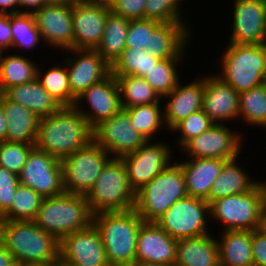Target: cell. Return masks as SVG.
Masks as SVG:
<instances>
[{
  "mask_svg": "<svg viewBox=\"0 0 266 266\" xmlns=\"http://www.w3.org/2000/svg\"><path fill=\"white\" fill-rule=\"evenodd\" d=\"M93 141V129L73 107H61L56 113L39 119L35 147L62 160Z\"/></svg>",
  "mask_w": 266,
  "mask_h": 266,
  "instance_id": "obj_1",
  "label": "cell"
},
{
  "mask_svg": "<svg viewBox=\"0 0 266 266\" xmlns=\"http://www.w3.org/2000/svg\"><path fill=\"white\" fill-rule=\"evenodd\" d=\"M0 241L21 265L52 266L59 260V240L33 220H0Z\"/></svg>",
  "mask_w": 266,
  "mask_h": 266,
  "instance_id": "obj_2",
  "label": "cell"
},
{
  "mask_svg": "<svg viewBox=\"0 0 266 266\" xmlns=\"http://www.w3.org/2000/svg\"><path fill=\"white\" fill-rule=\"evenodd\" d=\"M143 222L135 209L93 215L110 266H130L135 261L137 235Z\"/></svg>",
  "mask_w": 266,
  "mask_h": 266,
  "instance_id": "obj_3",
  "label": "cell"
},
{
  "mask_svg": "<svg viewBox=\"0 0 266 266\" xmlns=\"http://www.w3.org/2000/svg\"><path fill=\"white\" fill-rule=\"evenodd\" d=\"M33 221L60 241L65 235L90 226L93 213L85 195L63 192L43 198Z\"/></svg>",
  "mask_w": 266,
  "mask_h": 266,
  "instance_id": "obj_4",
  "label": "cell"
},
{
  "mask_svg": "<svg viewBox=\"0 0 266 266\" xmlns=\"http://www.w3.org/2000/svg\"><path fill=\"white\" fill-rule=\"evenodd\" d=\"M220 59L222 72L215 75L237 93L266 83V43L228 44Z\"/></svg>",
  "mask_w": 266,
  "mask_h": 266,
  "instance_id": "obj_5",
  "label": "cell"
},
{
  "mask_svg": "<svg viewBox=\"0 0 266 266\" xmlns=\"http://www.w3.org/2000/svg\"><path fill=\"white\" fill-rule=\"evenodd\" d=\"M86 199L93 215L135 208L136 192L129 184L122 158L106 162Z\"/></svg>",
  "mask_w": 266,
  "mask_h": 266,
  "instance_id": "obj_6",
  "label": "cell"
},
{
  "mask_svg": "<svg viewBox=\"0 0 266 266\" xmlns=\"http://www.w3.org/2000/svg\"><path fill=\"white\" fill-rule=\"evenodd\" d=\"M176 161L136 192L134 209L144 222H156L173 203L187 196L184 172Z\"/></svg>",
  "mask_w": 266,
  "mask_h": 266,
  "instance_id": "obj_7",
  "label": "cell"
},
{
  "mask_svg": "<svg viewBox=\"0 0 266 266\" xmlns=\"http://www.w3.org/2000/svg\"><path fill=\"white\" fill-rule=\"evenodd\" d=\"M265 201V188L260 181L251 191L211 202L209 216L216 222L223 223V231H253L261 228Z\"/></svg>",
  "mask_w": 266,
  "mask_h": 266,
  "instance_id": "obj_8",
  "label": "cell"
},
{
  "mask_svg": "<svg viewBox=\"0 0 266 266\" xmlns=\"http://www.w3.org/2000/svg\"><path fill=\"white\" fill-rule=\"evenodd\" d=\"M111 158L94 141L61 160L64 192L87 195Z\"/></svg>",
  "mask_w": 266,
  "mask_h": 266,
  "instance_id": "obj_9",
  "label": "cell"
},
{
  "mask_svg": "<svg viewBox=\"0 0 266 266\" xmlns=\"http://www.w3.org/2000/svg\"><path fill=\"white\" fill-rule=\"evenodd\" d=\"M209 214L206 200L187 195L173 203L156 223L175 240H181L209 234Z\"/></svg>",
  "mask_w": 266,
  "mask_h": 266,
  "instance_id": "obj_10",
  "label": "cell"
},
{
  "mask_svg": "<svg viewBox=\"0 0 266 266\" xmlns=\"http://www.w3.org/2000/svg\"><path fill=\"white\" fill-rule=\"evenodd\" d=\"M18 178L43 198L64 192L61 160L36 147L30 151Z\"/></svg>",
  "mask_w": 266,
  "mask_h": 266,
  "instance_id": "obj_11",
  "label": "cell"
},
{
  "mask_svg": "<svg viewBox=\"0 0 266 266\" xmlns=\"http://www.w3.org/2000/svg\"><path fill=\"white\" fill-rule=\"evenodd\" d=\"M169 144L146 141L135 152L122 157L129 184L137 192L171 164ZM171 154V155H170Z\"/></svg>",
  "mask_w": 266,
  "mask_h": 266,
  "instance_id": "obj_12",
  "label": "cell"
},
{
  "mask_svg": "<svg viewBox=\"0 0 266 266\" xmlns=\"http://www.w3.org/2000/svg\"><path fill=\"white\" fill-rule=\"evenodd\" d=\"M93 141L111 158H122L135 152L147 140L133 128L129 114L122 109L93 128Z\"/></svg>",
  "mask_w": 266,
  "mask_h": 266,
  "instance_id": "obj_13",
  "label": "cell"
},
{
  "mask_svg": "<svg viewBox=\"0 0 266 266\" xmlns=\"http://www.w3.org/2000/svg\"><path fill=\"white\" fill-rule=\"evenodd\" d=\"M236 133L226 124H213L206 131L189 140L180 150L189 158L232 160L240 155L244 141L243 134Z\"/></svg>",
  "mask_w": 266,
  "mask_h": 266,
  "instance_id": "obj_14",
  "label": "cell"
},
{
  "mask_svg": "<svg viewBox=\"0 0 266 266\" xmlns=\"http://www.w3.org/2000/svg\"><path fill=\"white\" fill-rule=\"evenodd\" d=\"M59 245V259L71 266H110L100 232L93 223L65 235Z\"/></svg>",
  "mask_w": 266,
  "mask_h": 266,
  "instance_id": "obj_15",
  "label": "cell"
},
{
  "mask_svg": "<svg viewBox=\"0 0 266 266\" xmlns=\"http://www.w3.org/2000/svg\"><path fill=\"white\" fill-rule=\"evenodd\" d=\"M84 103L85 105L87 104L86 106H89L90 110H83L85 109ZM74 107L88 121L92 129L100 122L110 119L120 112L123 108L115 76L111 73L101 82L86 89L76 98Z\"/></svg>",
  "mask_w": 266,
  "mask_h": 266,
  "instance_id": "obj_16",
  "label": "cell"
},
{
  "mask_svg": "<svg viewBox=\"0 0 266 266\" xmlns=\"http://www.w3.org/2000/svg\"><path fill=\"white\" fill-rule=\"evenodd\" d=\"M67 51L75 56L67 55L64 58L70 89L75 99L111 74V65L96 50L70 48Z\"/></svg>",
  "mask_w": 266,
  "mask_h": 266,
  "instance_id": "obj_17",
  "label": "cell"
},
{
  "mask_svg": "<svg viewBox=\"0 0 266 266\" xmlns=\"http://www.w3.org/2000/svg\"><path fill=\"white\" fill-rule=\"evenodd\" d=\"M227 44L266 43V0H234Z\"/></svg>",
  "mask_w": 266,
  "mask_h": 266,
  "instance_id": "obj_18",
  "label": "cell"
},
{
  "mask_svg": "<svg viewBox=\"0 0 266 266\" xmlns=\"http://www.w3.org/2000/svg\"><path fill=\"white\" fill-rule=\"evenodd\" d=\"M32 15L45 45L63 51L73 46L72 3L49 2Z\"/></svg>",
  "mask_w": 266,
  "mask_h": 266,
  "instance_id": "obj_19",
  "label": "cell"
},
{
  "mask_svg": "<svg viewBox=\"0 0 266 266\" xmlns=\"http://www.w3.org/2000/svg\"><path fill=\"white\" fill-rule=\"evenodd\" d=\"M110 8L77 0L72 3V49L95 50L103 37Z\"/></svg>",
  "mask_w": 266,
  "mask_h": 266,
  "instance_id": "obj_20",
  "label": "cell"
},
{
  "mask_svg": "<svg viewBox=\"0 0 266 266\" xmlns=\"http://www.w3.org/2000/svg\"><path fill=\"white\" fill-rule=\"evenodd\" d=\"M177 242L156 222H143L137 235L135 260L175 266Z\"/></svg>",
  "mask_w": 266,
  "mask_h": 266,
  "instance_id": "obj_21",
  "label": "cell"
},
{
  "mask_svg": "<svg viewBox=\"0 0 266 266\" xmlns=\"http://www.w3.org/2000/svg\"><path fill=\"white\" fill-rule=\"evenodd\" d=\"M203 111L214 124L239 119V93L215 74L204 76Z\"/></svg>",
  "mask_w": 266,
  "mask_h": 266,
  "instance_id": "obj_22",
  "label": "cell"
},
{
  "mask_svg": "<svg viewBox=\"0 0 266 266\" xmlns=\"http://www.w3.org/2000/svg\"><path fill=\"white\" fill-rule=\"evenodd\" d=\"M194 80L185 85H181L179 80L176 87L162 97V100L169 99L162 108L166 129L171 130L177 123L203 108L204 75Z\"/></svg>",
  "mask_w": 266,
  "mask_h": 266,
  "instance_id": "obj_23",
  "label": "cell"
},
{
  "mask_svg": "<svg viewBox=\"0 0 266 266\" xmlns=\"http://www.w3.org/2000/svg\"><path fill=\"white\" fill-rule=\"evenodd\" d=\"M188 24L190 23H160L151 33L147 53L159 60L184 57L192 36L191 25Z\"/></svg>",
  "mask_w": 266,
  "mask_h": 266,
  "instance_id": "obj_24",
  "label": "cell"
},
{
  "mask_svg": "<svg viewBox=\"0 0 266 266\" xmlns=\"http://www.w3.org/2000/svg\"><path fill=\"white\" fill-rule=\"evenodd\" d=\"M186 158L178 162L184 172L188 196L204 199L209 203V192L213 182L221 173L227 160L218 158Z\"/></svg>",
  "mask_w": 266,
  "mask_h": 266,
  "instance_id": "obj_25",
  "label": "cell"
},
{
  "mask_svg": "<svg viewBox=\"0 0 266 266\" xmlns=\"http://www.w3.org/2000/svg\"><path fill=\"white\" fill-rule=\"evenodd\" d=\"M175 266H219V246L211 233L178 240Z\"/></svg>",
  "mask_w": 266,
  "mask_h": 266,
  "instance_id": "obj_26",
  "label": "cell"
},
{
  "mask_svg": "<svg viewBox=\"0 0 266 266\" xmlns=\"http://www.w3.org/2000/svg\"><path fill=\"white\" fill-rule=\"evenodd\" d=\"M0 101L7 120L6 142L35 144L39 117L24 106L9 100L5 95Z\"/></svg>",
  "mask_w": 266,
  "mask_h": 266,
  "instance_id": "obj_27",
  "label": "cell"
},
{
  "mask_svg": "<svg viewBox=\"0 0 266 266\" xmlns=\"http://www.w3.org/2000/svg\"><path fill=\"white\" fill-rule=\"evenodd\" d=\"M4 95L34 112L39 119L56 113L62 106L44 89L37 78L31 82L15 85L7 89Z\"/></svg>",
  "mask_w": 266,
  "mask_h": 266,
  "instance_id": "obj_28",
  "label": "cell"
},
{
  "mask_svg": "<svg viewBox=\"0 0 266 266\" xmlns=\"http://www.w3.org/2000/svg\"><path fill=\"white\" fill-rule=\"evenodd\" d=\"M217 243L219 266H254L252 231H222Z\"/></svg>",
  "mask_w": 266,
  "mask_h": 266,
  "instance_id": "obj_29",
  "label": "cell"
},
{
  "mask_svg": "<svg viewBox=\"0 0 266 266\" xmlns=\"http://www.w3.org/2000/svg\"><path fill=\"white\" fill-rule=\"evenodd\" d=\"M238 158L227 160L209 192V204L217 199L251 191L259 181L250 178Z\"/></svg>",
  "mask_w": 266,
  "mask_h": 266,
  "instance_id": "obj_30",
  "label": "cell"
},
{
  "mask_svg": "<svg viewBox=\"0 0 266 266\" xmlns=\"http://www.w3.org/2000/svg\"><path fill=\"white\" fill-rule=\"evenodd\" d=\"M130 20L108 13L103 37L96 51L112 66L126 48V36Z\"/></svg>",
  "mask_w": 266,
  "mask_h": 266,
  "instance_id": "obj_31",
  "label": "cell"
},
{
  "mask_svg": "<svg viewBox=\"0 0 266 266\" xmlns=\"http://www.w3.org/2000/svg\"><path fill=\"white\" fill-rule=\"evenodd\" d=\"M0 52V84L2 91L31 82L37 77V65L31 58Z\"/></svg>",
  "mask_w": 266,
  "mask_h": 266,
  "instance_id": "obj_32",
  "label": "cell"
},
{
  "mask_svg": "<svg viewBox=\"0 0 266 266\" xmlns=\"http://www.w3.org/2000/svg\"><path fill=\"white\" fill-rule=\"evenodd\" d=\"M122 108L161 102L162 98L142 77L133 75L115 76Z\"/></svg>",
  "mask_w": 266,
  "mask_h": 266,
  "instance_id": "obj_33",
  "label": "cell"
},
{
  "mask_svg": "<svg viewBox=\"0 0 266 266\" xmlns=\"http://www.w3.org/2000/svg\"><path fill=\"white\" fill-rule=\"evenodd\" d=\"M62 64L63 66H58L57 64L56 67L48 68L49 70L47 72L44 71V74L38 67L36 78L62 107H73L76 99L72 96L65 61Z\"/></svg>",
  "mask_w": 266,
  "mask_h": 266,
  "instance_id": "obj_34",
  "label": "cell"
},
{
  "mask_svg": "<svg viewBox=\"0 0 266 266\" xmlns=\"http://www.w3.org/2000/svg\"><path fill=\"white\" fill-rule=\"evenodd\" d=\"M266 128V83L239 94V120Z\"/></svg>",
  "mask_w": 266,
  "mask_h": 266,
  "instance_id": "obj_35",
  "label": "cell"
},
{
  "mask_svg": "<svg viewBox=\"0 0 266 266\" xmlns=\"http://www.w3.org/2000/svg\"><path fill=\"white\" fill-rule=\"evenodd\" d=\"M161 105L162 103L160 104V102H157L124 109L130 116L133 128L136 129L147 141L154 140L153 137L157 134L159 135V130L165 126Z\"/></svg>",
  "mask_w": 266,
  "mask_h": 266,
  "instance_id": "obj_36",
  "label": "cell"
},
{
  "mask_svg": "<svg viewBox=\"0 0 266 266\" xmlns=\"http://www.w3.org/2000/svg\"><path fill=\"white\" fill-rule=\"evenodd\" d=\"M42 200L43 197L32 188L19 183L13 195L11 207L0 217V220H34Z\"/></svg>",
  "mask_w": 266,
  "mask_h": 266,
  "instance_id": "obj_37",
  "label": "cell"
},
{
  "mask_svg": "<svg viewBox=\"0 0 266 266\" xmlns=\"http://www.w3.org/2000/svg\"><path fill=\"white\" fill-rule=\"evenodd\" d=\"M160 60L150 56L146 50L126 47L120 57L111 66L114 76L133 75L143 77L156 66Z\"/></svg>",
  "mask_w": 266,
  "mask_h": 266,
  "instance_id": "obj_38",
  "label": "cell"
},
{
  "mask_svg": "<svg viewBox=\"0 0 266 266\" xmlns=\"http://www.w3.org/2000/svg\"><path fill=\"white\" fill-rule=\"evenodd\" d=\"M184 57L168 58L160 60L156 66L143 76L147 83L162 98L169 94L181 80L177 70L178 62Z\"/></svg>",
  "mask_w": 266,
  "mask_h": 266,
  "instance_id": "obj_39",
  "label": "cell"
},
{
  "mask_svg": "<svg viewBox=\"0 0 266 266\" xmlns=\"http://www.w3.org/2000/svg\"><path fill=\"white\" fill-rule=\"evenodd\" d=\"M11 33L13 47L18 50L30 49L39 44L43 40L40 31L35 25V20L32 14L16 13L10 14ZM41 40V41H40Z\"/></svg>",
  "mask_w": 266,
  "mask_h": 266,
  "instance_id": "obj_40",
  "label": "cell"
},
{
  "mask_svg": "<svg viewBox=\"0 0 266 266\" xmlns=\"http://www.w3.org/2000/svg\"><path fill=\"white\" fill-rule=\"evenodd\" d=\"M182 2L183 0H146L144 19L154 20L159 23L187 22L183 20Z\"/></svg>",
  "mask_w": 266,
  "mask_h": 266,
  "instance_id": "obj_41",
  "label": "cell"
},
{
  "mask_svg": "<svg viewBox=\"0 0 266 266\" xmlns=\"http://www.w3.org/2000/svg\"><path fill=\"white\" fill-rule=\"evenodd\" d=\"M35 144L0 141V166L19 175Z\"/></svg>",
  "mask_w": 266,
  "mask_h": 266,
  "instance_id": "obj_42",
  "label": "cell"
},
{
  "mask_svg": "<svg viewBox=\"0 0 266 266\" xmlns=\"http://www.w3.org/2000/svg\"><path fill=\"white\" fill-rule=\"evenodd\" d=\"M214 123L204 113L203 109L194 112L186 119L177 123L170 131L179 133L178 148L181 149L189 140L210 128Z\"/></svg>",
  "mask_w": 266,
  "mask_h": 266,
  "instance_id": "obj_43",
  "label": "cell"
},
{
  "mask_svg": "<svg viewBox=\"0 0 266 266\" xmlns=\"http://www.w3.org/2000/svg\"><path fill=\"white\" fill-rule=\"evenodd\" d=\"M159 24V22L149 19L130 20L126 47L146 50L151 40V33Z\"/></svg>",
  "mask_w": 266,
  "mask_h": 266,
  "instance_id": "obj_44",
  "label": "cell"
},
{
  "mask_svg": "<svg viewBox=\"0 0 266 266\" xmlns=\"http://www.w3.org/2000/svg\"><path fill=\"white\" fill-rule=\"evenodd\" d=\"M19 183L18 175L0 166V217L11 207Z\"/></svg>",
  "mask_w": 266,
  "mask_h": 266,
  "instance_id": "obj_45",
  "label": "cell"
},
{
  "mask_svg": "<svg viewBox=\"0 0 266 266\" xmlns=\"http://www.w3.org/2000/svg\"><path fill=\"white\" fill-rule=\"evenodd\" d=\"M146 0H114L109 7L116 15L129 20L144 19V8Z\"/></svg>",
  "mask_w": 266,
  "mask_h": 266,
  "instance_id": "obj_46",
  "label": "cell"
},
{
  "mask_svg": "<svg viewBox=\"0 0 266 266\" xmlns=\"http://www.w3.org/2000/svg\"><path fill=\"white\" fill-rule=\"evenodd\" d=\"M252 253L254 266H266V232L262 228L252 231Z\"/></svg>",
  "mask_w": 266,
  "mask_h": 266,
  "instance_id": "obj_47",
  "label": "cell"
},
{
  "mask_svg": "<svg viewBox=\"0 0 266 266\" xmlns=\"http://www.w3.org/2000/svg\"><path fill=\"white\" fill-rule=\"evenodd\" d=\"M12 43L10 14H0V52L7 53Z\"/></svg>",
  "mask_w": 266,
  "mask_h": 266,
  "instance_id": "obj_48",
  "label": "cell"
},
{
  "mask_svg": "<svg viewBox=\"0 0 266 266\" xmlns=\"http://www.w3.org/2000/svg\"><path fill=\"white\" fill-rule=\"evenodd\" d=\"M19 2H20V9L22 8L20 10V13H27V14H33L35 11H38L44 5L49 3L47 0H19Z\"/></svg>",
  "mask_w": 266,
  "mask_h": 266,
  "instance_id": "obj_49",
  "label": "cell"
},
{
  "mask_svg": "<svg viewBox=\"0 0 266 266\" xmlns=\"http://www.w3.org/2000/svg\"><path fill=\"white\" fill-rule=\"evenodd\" d=\"M20 13L19 0H0V14Z\"/></svg>",
  "mask_w": 266,
  "mask_h": 266,
  "instance_id": "obj_50",
  "label": "cell"
},
{
  "mask_svg": "<svg viewBox=\"0 0 266 266\" xmlns=\"http://www.w3.org/2000/svg\"><path fill=\"white\" fill-rule=\"evenodd\" d=\"M15 263L13 255L0 241V266H12Z\"/></svg>",
  "mask_w": 266,
  "mask_h": 266,
  "instance_id": "obj_51",
  "label": "cell"
},
{
  "mask_svg": "<svg viewBox=\"0 0 266 266\" xmlns=\"http://www.w3.org/2000/svg\"><path fill=\"white\" fill-rule=\"evenodd\" d=\"M7 120L4 115L2 102L0 101V141H6Z\"/></svg>",
  "mask_w": 266,
  "mask_h": 266,
  "instance_id": "obj_52",
  "label": "cell"
},
{
  "mask_svg": "<svg viewBox=\"0 0 266 266\" xmlns=\"http://www.w3.org/2000/svg\"><path fill=\"white\" fill-rule=\"evenodd\" d=\"M82 1L88 2V3H94L97 5H103L107 7H110L114 2V0H82Z\"/></svg>",
  "mask_w": 266,
  "mask_h": 266,
  "instance_id": "obj_53",
  "label": "cell"
},
{
  "mask_svg": "<svg viewBox=\"0 0 266 266\" xmlns=\"http://www.w3.org/2000/svg\"><path fill=\"white\" fill-rule=\"evenodd\" d=\"M130 266H165V265L135 260Z\"/></svg>",
  "mask_w": 266,
  "mask_h": 266,
  "instance_id": "obj_54",
  "label": "cell"
},
{
  "mask_svg": "<svg viewBox=\"0 0 266 266\" xmlns=\"http://www.w3.org/2000/svg\"><path fill=\"white\" fill-rule=\"evenodd\" d=\"M261 228L266 232V204L263 207Z\"/></svg>",
  "mask_w": 266,
  "mask_h": 266,
  "instance_id": "obj_55",
  "label": "cell"
},
{
  "mask_svg": "<svg viewBox=\"0 0 266 266\" xmlns=\"http://www.w3.org/2000/svg\"><path fill=\"white\" fill-rule=\"evenodd\" d=\"M48 2L55 3H74L77 0H47Z\"/></svg>",
  "mask_w": 266,
  "mask_h": 266,
  "instance_id": "obj_56",
  "label": "cell"
},
{
  "mask_svg": "<svg viewBox=\"0 0 266 266\" xmlns=\"http://www.w3.org/2000/svg\"><path fill=\"white\" fill-rule=\"evenodd\" d=\"M52 266H71L63 261H61L60 259L57 260Z\"/></svg>",
  "mask_w": 266,
  "mask_h": 266,
  "instance_id": "obj_57",
  "label": "cell"
},
{
  "mask_svg": "<svg viewBox=\"0 0 266 266\" xmlns=\"http://www.w3.org/2000/svg\"><path fill=\"white\" fill-rule=\"evenodd\" d=\"M4 92L2 91L1 84H0V99L3 97Z\"/></svg>",
  "mask_w": 266,
  "mask_h": 266,
  "instance_id": "obj_58",
  "label": "cell"
},
{
  "mask_svg": "<svg viewBox=\"0 0 266 266\" xmlns=\"http://www.w3.org/2000/svg\"><path fill=\"white\" fill-rule=\"evenodd\" d=\"M263 185H264V188H265V193H266V181L265 182H262ZM265 204H266V201H265Z\"/></svg>",
  "mask_w": 266,
  "mask_h": 266,
  "instance_id": "obj_59",
  "label": "cell"
},
{
  "mask_svg": "<svg viewBox=\"0 0 266 266\" xmlns=\"http://www.w3.org/2000/svg\"><path fill=\"white\" fill-rule=\"evenodd\" d=\"M12 266H21V264L15 262Z\"/></svg>",
  "mask_w": 266,
  "mask_h": 266,
  "instance_id": "obj_60",
  "label": "cell"
},
{
  "mask_svg": "<svg viewBox=\"0 0 266 266\" xmlns=\"http://www.w3.org/2000/svg\"><path fill=\"white\" fill-rule=\"evenodd\" d=\"M21 266H42V265H21Z\"/></svg>",
  "mask_w": 266,
  "mask_h": 266,
  "instance_id": "obj_61",
  "label": "cell"
}]
</instances>
